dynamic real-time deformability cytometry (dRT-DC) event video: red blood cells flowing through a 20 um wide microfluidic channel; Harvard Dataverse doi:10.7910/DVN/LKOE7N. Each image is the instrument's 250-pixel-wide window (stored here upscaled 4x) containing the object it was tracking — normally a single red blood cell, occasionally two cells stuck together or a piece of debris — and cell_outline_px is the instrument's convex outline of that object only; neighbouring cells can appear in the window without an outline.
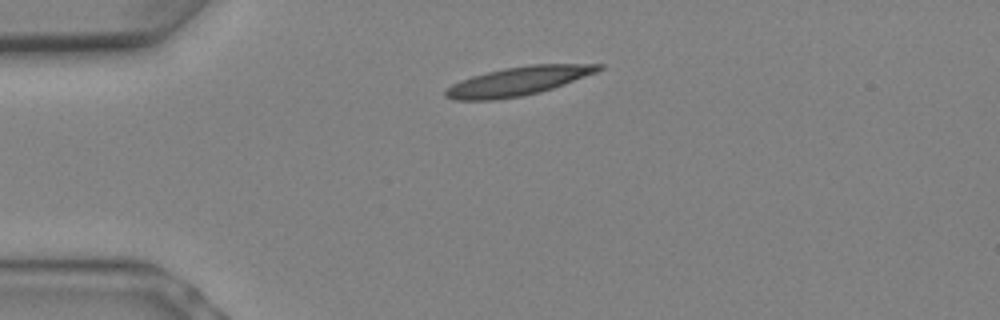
{"species": "Egyptian fruit bat (a non-hibernating species)", "species_latin": "Rousettus aegyptiacus", "temperature_condition": "warm", "stored_images_in_passage": 5, "camera_frame_rate_fps": 3000, "um_per_image_px": 0.085, "animal": {"sex": "female"}, "frame": {"image": 1, "passage_image": 1, "time_ms": 0.0, "image_size_px": [1000, 320], "cell_outline_px": [[604, 68], [596, 72], [552, 88], [540, 92], [520, 96], [496, 100], [452, 100], [444, 96], [444, 92], [452, 84], [460, 80], [472, 76], [504, 68], [528, 64], [604, 64]], "centroid_in_image_um": [44.01, 6.89], "position_along_channel_um": 41.0, "area_um2": 25.49}}
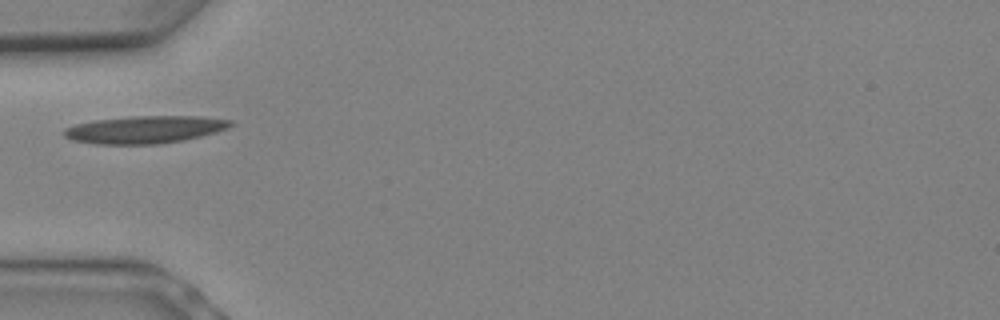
{"frame": {"image": 2, "passage_image": 3, "time_ms": 0.667, "image_size_px": [1000, 320], "cell_outline_px": [[236, 124], [228, 128], [216, 132], [184, 140], [160, 144], [96, 144], [72, 140], [64, 136], [64, 128], [76, 124], [96, 120], [132, 116], [200, 116], [232, 120]], "centroid_in_image_um": [12.35, 11.01], "position_along_channel_um": 72.7, "area_um2": 26.76}}
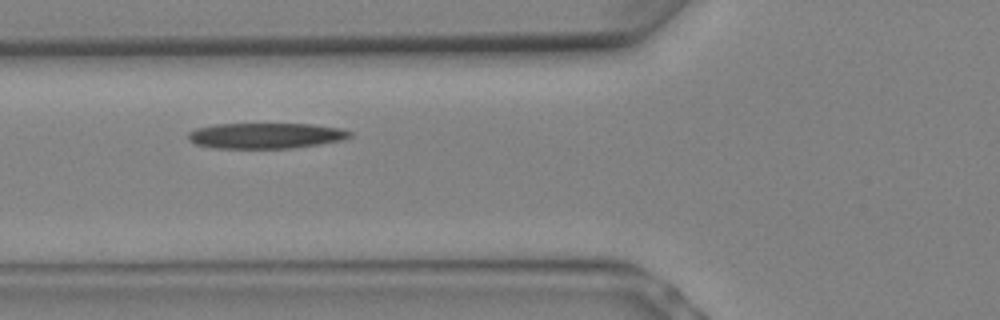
{"frame": {"image": 3, "passage_image": 4, "time_ms": 1.0, "image_size_px": [1000, 320], "cell_outline_px": [[352, 136], [344, 140], [320, 144], [292, 148], [212, 148], [196, 144], [188, 140], [188, 132], [196, 128], [216, 124], [312, 124], [340, 128], [352, 132]], "centroid_in_image_um": [22.59, 11.53], "position_along_channel_um": 103.2, "area_um2": 24.28}}